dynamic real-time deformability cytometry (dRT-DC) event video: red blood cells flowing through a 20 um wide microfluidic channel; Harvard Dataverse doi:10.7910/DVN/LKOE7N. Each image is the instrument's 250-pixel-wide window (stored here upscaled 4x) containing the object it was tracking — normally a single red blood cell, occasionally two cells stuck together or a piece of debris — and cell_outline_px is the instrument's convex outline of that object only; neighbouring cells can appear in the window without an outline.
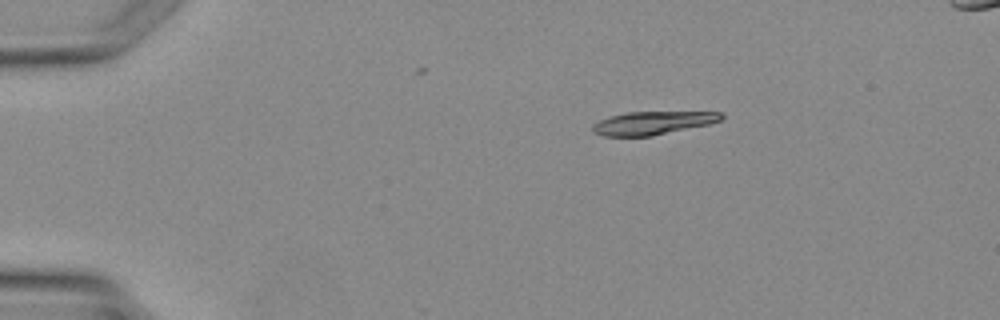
{"species": "Egyptian fruit bat (a non-hibernating species)", "species_latin": "Rousettus aegyptiacus", "temperature_condition": "warm", "stored_images_in_passage": 3, "camera_frame_rate_fps": 3000, "um_per_image_px": 0.085, "animal": {"sex": "female"}, "frame": {"image": 1, "passage_image": 1, "time_ms": 0.0, "image_size_px": [1000, 320], "cell_outline_px": [[724, 116], [720, 120], [708, 124], [652, 136], [604, 136], [592, 132], [592, 124], [600, 120], [612, 116], [628, 112], [720, 112]], "centroid_in_image_um": [55.45, 10.46], "position_along_channel_um": 29.6, "area_um2": 17.17}}